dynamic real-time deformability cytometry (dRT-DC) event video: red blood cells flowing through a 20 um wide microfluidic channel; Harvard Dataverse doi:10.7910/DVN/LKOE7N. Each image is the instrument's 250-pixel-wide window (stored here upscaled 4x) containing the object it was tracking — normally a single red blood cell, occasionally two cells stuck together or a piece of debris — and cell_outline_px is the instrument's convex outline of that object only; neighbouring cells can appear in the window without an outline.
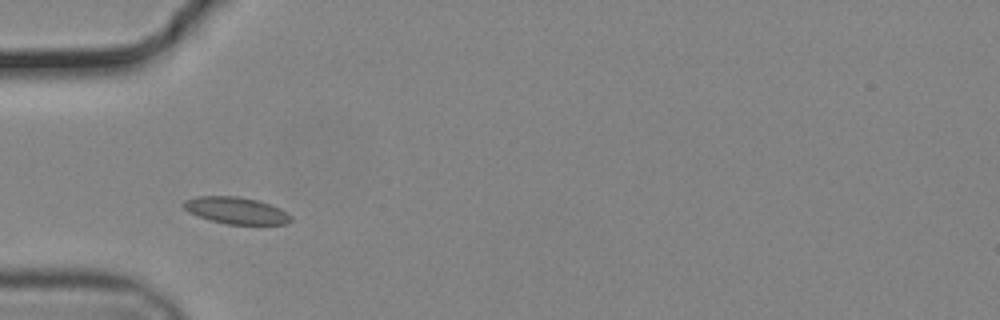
{"species": "common noctule bat (a hibernating species)", "species_latin": "Nyctalus noctula", "temperature_condition": "cold", "stored_images_in_passage": 2, "camera_frame_rate_fps": 3000, "um_per_image_px": 0.085, "animal": {"sex": "male", "body_mass_g": 19.2, "forearm_length_mm": 51.8}, "frame": {"image": 1, "passage_image": 1, "time_ms": 0.0, "image_size_px": [1000, 320], "cell_outline_px": [[292, 220], [284, 224], [228, 224], [212, 220], [188, 212], [180, 204], [184, 200], [196, 196], [236, 196], [256, 200], [280, 208], [292, 216]], "centroid_in_image_um": [20.04, 17.88], "position_along_channel_um": 65.0, "area_um2": 16.59}}